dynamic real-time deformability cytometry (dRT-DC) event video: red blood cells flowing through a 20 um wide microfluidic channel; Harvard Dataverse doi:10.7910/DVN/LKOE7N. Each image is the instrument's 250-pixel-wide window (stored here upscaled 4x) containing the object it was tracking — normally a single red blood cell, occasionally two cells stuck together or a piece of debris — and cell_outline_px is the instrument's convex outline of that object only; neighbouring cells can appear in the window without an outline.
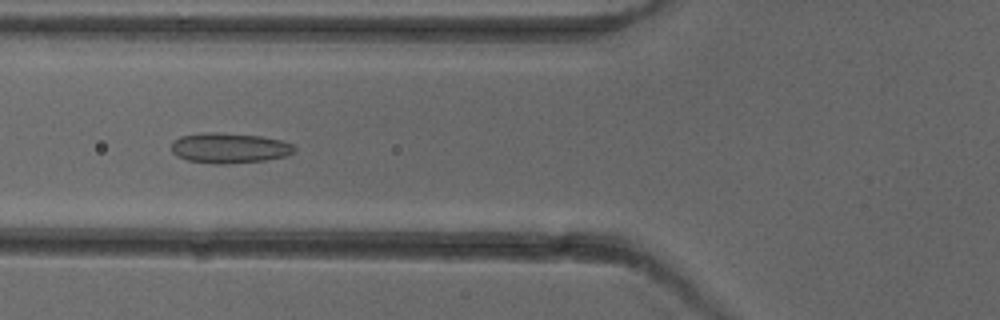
{"species": "common noctule bat (a hibernating species)", "species_latin": "Nyctalus noctula", "temperature_condition": "cold", "stored_images_in_passage": 7, "camera_frame_rate_fps": 3000, "um_per_image_px": 0.085, "animal": {"sex": "female"}, "frame": {"image": 1, "passage_image": 4, "time_ms": 4.333, "image_size_px": [1000, 320], "cell_outline_px": [[296, 152], [288, 156], [264, 160], [224, 164], [216, 164], [188, 160], [176, 156], [172, 152], [172, 140], [180, 136], [204, 132], [216, 132], [260, 136], [280, 140], [292, 144], [296, 148]], "centroid_in_image_um": [19.49, 12.58], "position_along_channel_um": 106.3, "area_um2": 21.79}}
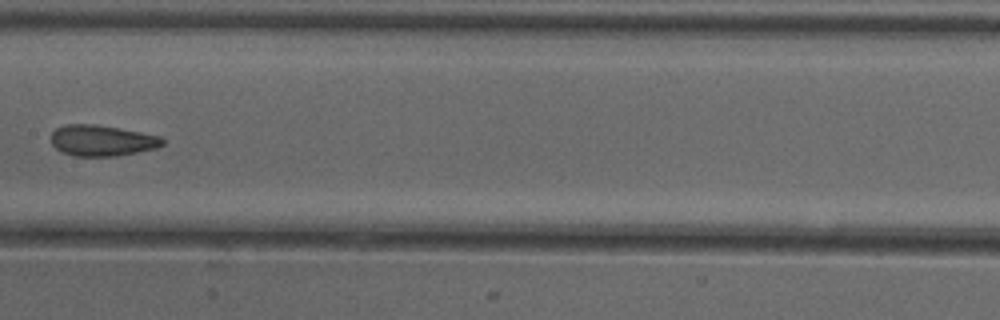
{"frame": {"image": 2, "passage_image": 6, "time_ms": 6.667, "image_size_px": [1000, 320], "cell_outline_px": [[164, 144], [156, 148], [116, 156], [76, 156], [60, 152], [52, 144], [52, 132], [56, 128], [64, 124], [96, 124], [140, 132], [160, 136], [164, 140]], "centroid_in_image_um": [8.64, 11.94], "position_along_channel_um": 198.8, "area_um2": 20.06}}
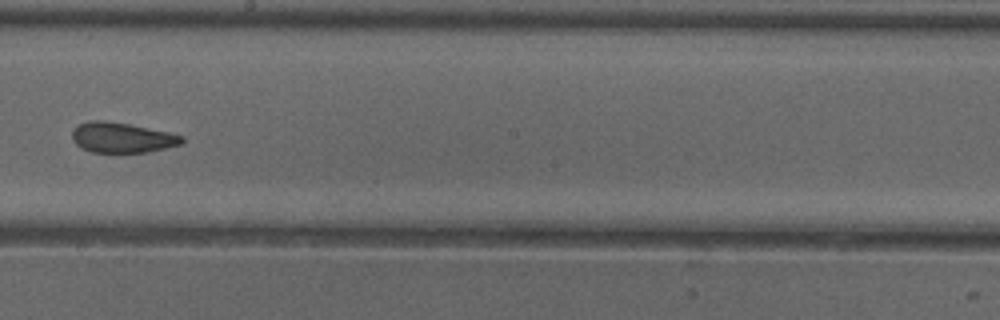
{"frame": {"image": 3, "passage_image": 7, "time_ms": 7.667, "image_size_px": [1000, 320], "cell_outline_px": [[184, 140], [180, 144], [148, 152], [92, 152], [80, 148], [72, 140], [72, 132], [80, 124], [88, 120], [104, 120], [128, 124], [168, 132], [184, 136]], "centroid_in_image_um": [10.34, 11.69], "position_along_channel_um": 237.9, "area_um2": 19.19}}